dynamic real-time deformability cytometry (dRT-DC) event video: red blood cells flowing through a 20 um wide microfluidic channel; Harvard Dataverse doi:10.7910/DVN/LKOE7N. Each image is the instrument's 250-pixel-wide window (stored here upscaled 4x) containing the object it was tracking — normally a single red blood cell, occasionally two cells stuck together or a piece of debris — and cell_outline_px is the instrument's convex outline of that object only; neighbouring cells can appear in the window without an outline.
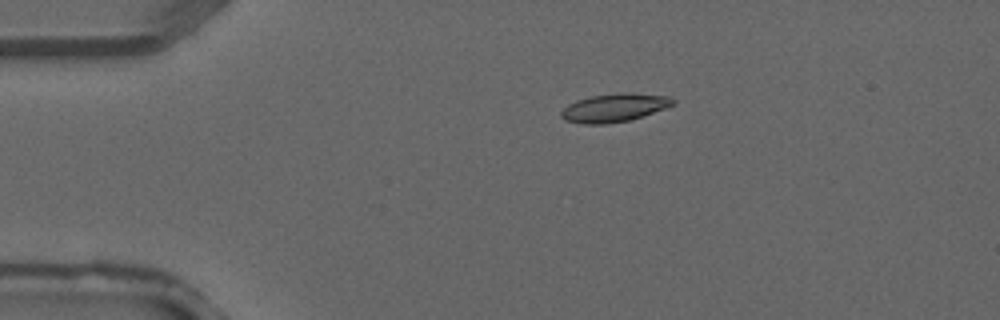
{"species": "common noctule bat (a hibernating species)", "species_latin": "Nyctalus noctula", "temperature_condition": "warm", "stored_images_in_passage": 3, "camera_frame_rate_fps": 3000, "um_per_image_px": 0.085, "animal": {"sex": "male", "forearm_length_mm": 52.5}, "frame": {"image": 1, "passage_image": 2, "time_ms": 0.333, "image_size_px": [1000, 320], "cell_outline_px": [[676, 104], [628, 120], [604, 124], [580, 124], [564, 120], [560, 116], [560, 112], [568, 104], [576, 100], [592, 96], [620, 92], [628, 92], [668, 96], [676, 100]], "centroid_in_image_um": [52.18, 9.15], "position_along_channel_um": 32.8, "area_um2": 18.38}}